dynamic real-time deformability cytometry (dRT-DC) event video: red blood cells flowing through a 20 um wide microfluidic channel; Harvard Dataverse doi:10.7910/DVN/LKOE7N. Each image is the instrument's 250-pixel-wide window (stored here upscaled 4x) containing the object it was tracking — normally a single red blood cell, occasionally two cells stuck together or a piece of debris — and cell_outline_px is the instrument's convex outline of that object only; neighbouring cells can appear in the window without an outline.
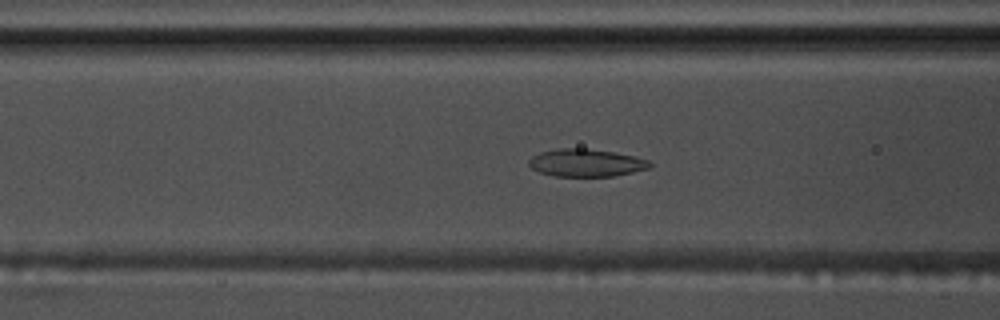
{"species": "common noctule bat (a hibernating species)", "species_latin": "Nyctalus noctula", "temperature_condition": "warm", "stored_images_in_passage": 40, "camera_frame_rate_fps": 3000, "um_per_image_px": 0.085, "animal": {"sex": "male", "body_mass_g": 17.5, "forearm_length_mm": 52.3}, "frame": {"image": 1, "passage_image": 6, "time_ms": 1.667, "image_size_px": [1000, 320], "cell_outline_px": [[652, 164], [648, 168], [616, 176], [552, 176], [540, 172], [532, 168], [528, 164], [528, 160], [532, 156], [540, 152], [560, 148], [584, 148], [612, 152], [636, 156], [648, 160]], "centroid_in_image_um": [49.8, 13.84], "position_along_channel_um": 116.8, "area_um2": 19.42}}
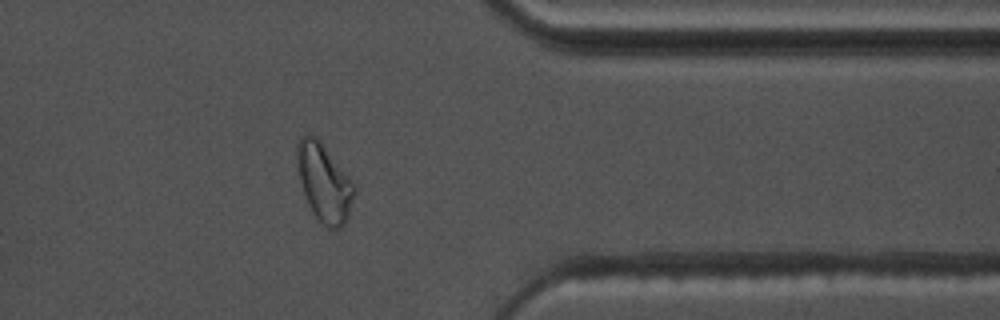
{"frame": {"image": 2, "passage_image": 29, "time_ms": 9.333, "image_size_px": [1000, 320], "cell_outline_px": [[356, 188], [348, 216], [344, 224], [340, 228], [328, 228], [320, 224], [312, 212], [308, 204], [300, 180], [296, 156], [296, 144], [300, 136], [316, 136], [320, 140], [352, 180]], "centroid_in_image_um": [27.55, 15.53], "position_along_channel_um": 383.9, "area_um2": 25.89}}
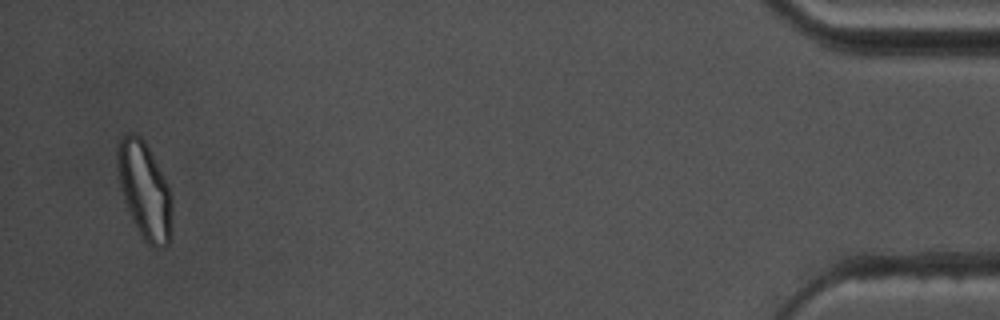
{"frame": {"image": 3, "passage_image": 38, "time_ms": 12.333, "image_size_px": [1000, 320], "cell_outline_px": [[172, 240], [164, 248], [152, 248], [140, 236], [124, 200], [120, 188], [116, 168], [116, 144], [128, 132], [136, 132], [144, 140], [164, 176], [168, 184], [172, 200]], "centroid_in_image_um": [12.29, 16.2], "position_along_channel_um": 422.9, "area_um2": 31.5}, "authors_computed_cell_mechanics": {"area_um2": 19.941, "velocity_mm_per_s": 3.6397, "shape_relaxation_time_tau1_ms": 6.6612, "shape_relaxation_time_tau2_ms": 1.5741, "deformation_change_tau1": 0.1875, "deformation_change_tau2": 0.0795}}